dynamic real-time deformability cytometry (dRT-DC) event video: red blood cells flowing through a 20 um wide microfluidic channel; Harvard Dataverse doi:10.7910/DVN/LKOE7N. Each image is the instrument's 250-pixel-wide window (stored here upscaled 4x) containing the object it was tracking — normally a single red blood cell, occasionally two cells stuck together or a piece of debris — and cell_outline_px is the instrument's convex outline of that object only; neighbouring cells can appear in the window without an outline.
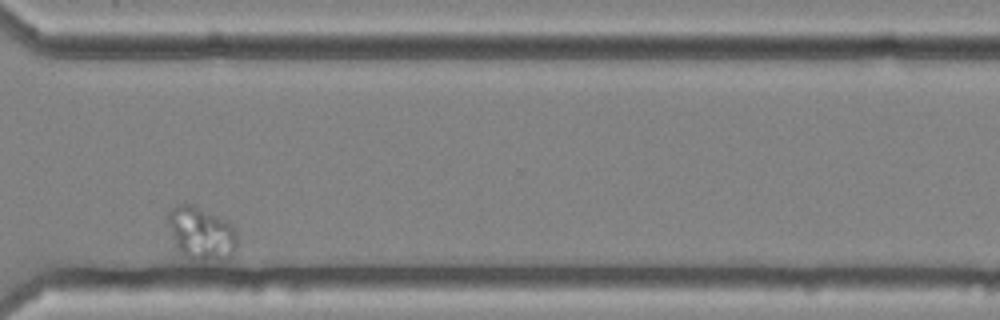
{"species": "common noctule bat (a hibernating species)", "species_latin": "Nyctalus noctula", "temperature_condition": "cold", "stored_images_in_passage": 38, "camera_frame_rate_fps": 3000, "um_per_image_px": 0.085, "animal": {"sex": "female", "body_mass_g": 25.1}, "frame": {"image": 1, "passage_image": 27, "time_ms": 8.667, "image_size_px": [1000, 320], "cell_outline_px": [[236, 248], [232, 256], [220, 260], [204, 264], [200, 264], [188, 260], [180, 252], [172, 236], [168, 224], [168, 212], [172, 208], [180, 204], [192, 204], [224, 220], [236, 228]], "centroid_in_image_um": [17.11, 19.92], "position_along_channel_um": 353.5, "area_um2": 21.73}}